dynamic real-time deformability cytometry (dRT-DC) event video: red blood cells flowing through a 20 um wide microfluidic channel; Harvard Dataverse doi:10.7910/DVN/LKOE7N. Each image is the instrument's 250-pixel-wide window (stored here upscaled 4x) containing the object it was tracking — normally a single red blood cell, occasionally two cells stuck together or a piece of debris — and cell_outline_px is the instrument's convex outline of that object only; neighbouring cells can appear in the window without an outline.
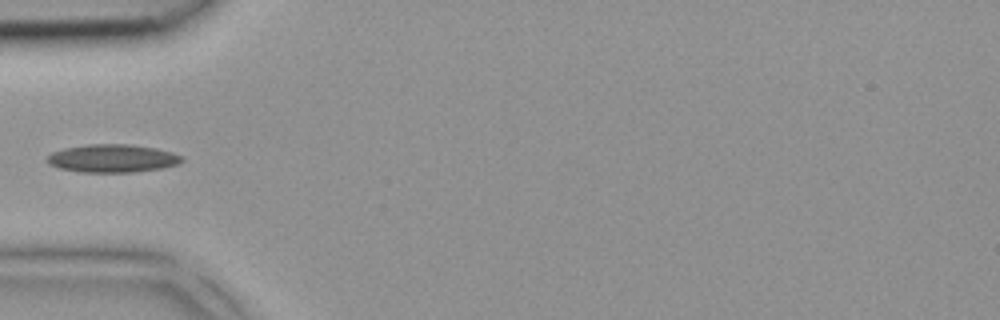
{"species": "common noctule bat (a hibernating species)", "species_latin": "Nyctalus noctula", "temperature_condition": "room temperature", "stored_images_in_passage": 4, "camera_frame_rate_fps": 3000, "um_per_image_px": 0.085, "animal": {"sex": "female", "body_mass_g": 18.4}, "frame": {"image": 1, "passage_image": 4, "time_ms": 1.0, "image_size_px": [1000, 320], "cell_outline_px": [[184, 160], [176, 164], [160, 168], [132, 172], [80, 172], [60, 168], [48, 164], [44, 160], [52, 152], [64, 148], [88, 144], [132, 144], [156, 148], [172, 152], [184, 156]], "centroid_in_image_um": [9.54, 13.45], "position_along_channel_um": 75.5, "area_um2": 22.08}}